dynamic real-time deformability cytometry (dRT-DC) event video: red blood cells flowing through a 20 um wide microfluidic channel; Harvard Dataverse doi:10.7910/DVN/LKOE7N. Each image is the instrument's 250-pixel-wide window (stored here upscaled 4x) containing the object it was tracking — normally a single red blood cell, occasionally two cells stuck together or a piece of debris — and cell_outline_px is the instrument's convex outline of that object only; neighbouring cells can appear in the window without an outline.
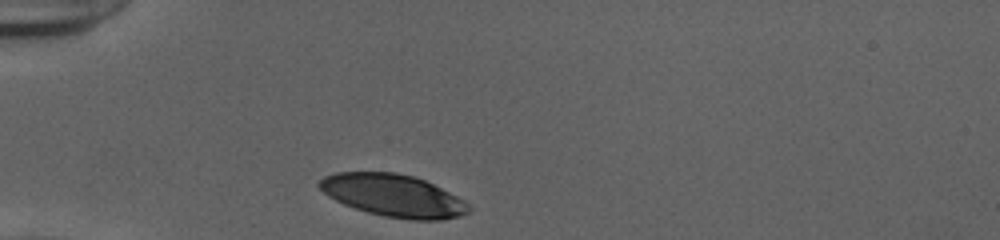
{"species": "human", "species_latin": "Homo sapiens", "temperature_condition": "cold", "stored_images_in_passage": 30, "camera_frame_rate_fps": 3000, "um_per_image_px": 0.085, "donor": {"sex": "female"}, "frame": {"image": 1, "passage_image": 1, "time_ms": 0.0, "image_size_px": [1000, 240], "cell_outline_px": [[472, 208], [468, 212], [460, 216], [440, 220], [412, 220], [384, 216], [368, 212], [344, 204], [328, 196], [316, 184], [324, 176], [336, 172], [396, 172], [412, 176], [424, 180], [464, 200]], "centroid_in_image_um": [33.42, 16.62], "position_along_channel_um": 51.6, "area_um2": 36.65}}
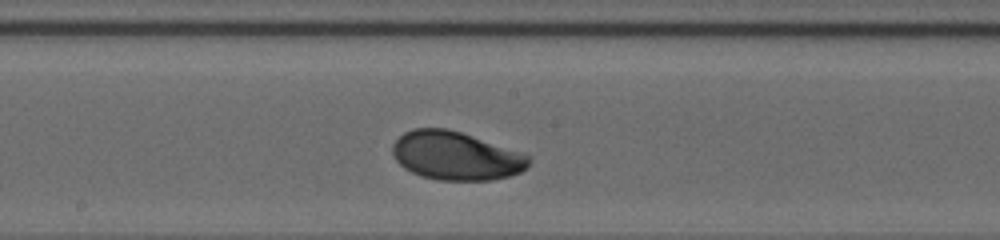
{"frame": {"image": 2, "passage_image": 15, "time_ms": 4.667, "image_size_px": [1000, 240], "cell_outline_px": [[532, 160], [528, 168], [520, 172], [508, 176], [488, 180], [440, 180], [420, 176], [404, 168], [396, 160], [392, 152], [392, 144], [404, 132], [412, 128], [448, 128], [520, 152], [528, 156]], "centroid_in_image_um": [38.73, 13.24], "position_along_channel_um": 209.5, "area_um2": 38.32}}
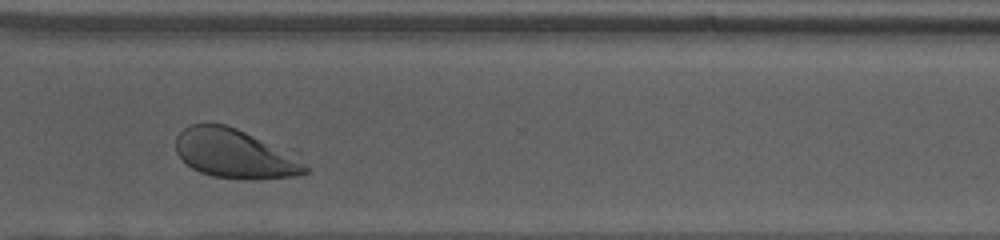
{"frame": {"image": 3, "passage_image": 26, "time_ms": 8.333, "image_size_px": [1000, 240], "cell_outline_px": [[308, 172], [300, 176], [252, 180], [248, 180], [212, 176], [200, 172], [192, 168], [176, 152], [176, 136], [184, 128], [192, 124], [224, 124], [236, 128], [252, 136], [308, 168]], "centroid_in_image_um": [19.81, 13.1], "position_along_channel_um": 350.8, "area_um2": 35.43}, "authors_computed_cell_mechanics": {"area_um2": 38.2636, "velocity_mm_per_s": 3.8501, "shape_relaxation_time_tau1_ms": 2.5542, "shape_relaxation_time_tau2_ms": null, "deformation_change_tau1": 0.1387, "deformation_change_tau2": null}}